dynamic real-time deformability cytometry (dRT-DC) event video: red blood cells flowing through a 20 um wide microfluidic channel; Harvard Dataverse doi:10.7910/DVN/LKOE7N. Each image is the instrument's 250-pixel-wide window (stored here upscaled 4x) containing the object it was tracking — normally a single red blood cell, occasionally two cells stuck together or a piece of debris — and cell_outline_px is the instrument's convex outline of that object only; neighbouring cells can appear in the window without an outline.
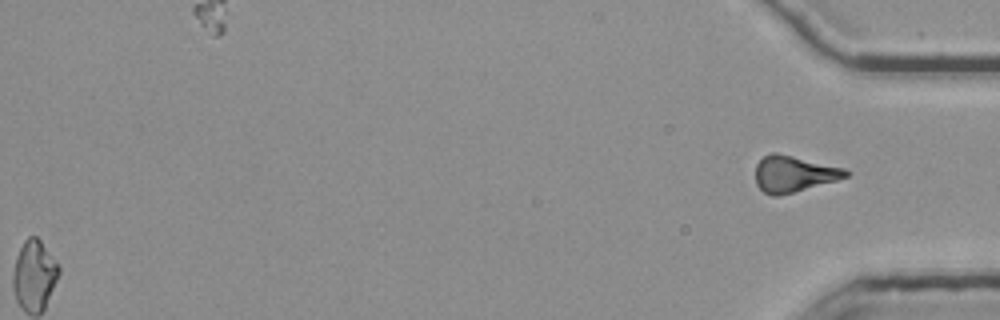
{"species": "common noctule bat (a hibernating species)", "species_latin": "Nyctalus noctula", "temperature_condition": "room temperature", "stored_images_in_passage": 55, "segment_of_instrument_passage": [2, 2], "camera_frame_rate_fps": 3000, "um_per_image_px": 0.085, "animal": {"sex": "female", "body_mass_g": 25.1}, "frame": {"image": 1, "passage_image": 55, "time_ms": 18.0, "image_size_px": [1000, 320], "cell_outline_px": [[852, 172], [848, 176], [836, 180], [780, 196], [772, 196], [764, 192], [756, 184], [756, 164], [764, 156], [772, 152], [776, 152], [844, 168]], "centroid_in_image_um": [67.46, 14.78], "position_along_channel_um": 367.7, "area_um2": 18.96}}